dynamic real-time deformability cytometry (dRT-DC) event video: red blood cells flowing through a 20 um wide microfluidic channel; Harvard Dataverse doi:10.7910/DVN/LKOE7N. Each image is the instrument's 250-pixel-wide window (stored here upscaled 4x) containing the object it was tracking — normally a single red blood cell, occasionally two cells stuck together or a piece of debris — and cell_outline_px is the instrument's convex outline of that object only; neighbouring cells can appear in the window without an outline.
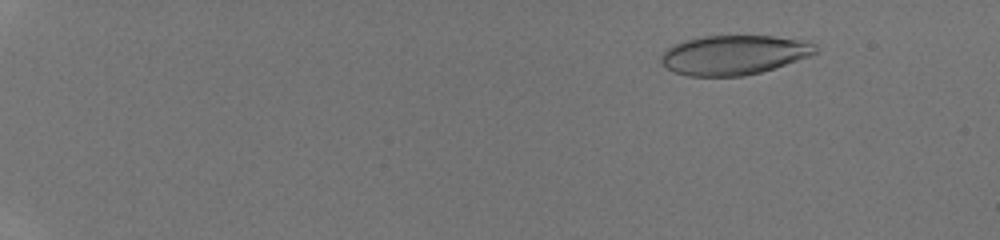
{"species": "human", "species_latin": "Homo sapiens", "temperature_condition": "room temperature", "stored_images_in_passage": 47, "camera_frame_rate_fps": 3000, "um_per_image_px": 0.085, "donor": {"sex": "male"}, "frame": {"image": 1, "passage_image": 7, "time_ms": 2.0, "image_size_px": [1000, 240], "cell_outline_px": [[816, 52], [808, 56], [760, 72], [744, 76], [688, 76], [676, 72], [660, 64], [660, 56], [672, 44], [704, 36], [772, 36], [800, 40], [816, 44]], "centroid_in_image_um": [62.33, 4.67], "position_along_channel_um": 22.7, "area_um2": 35.08}}
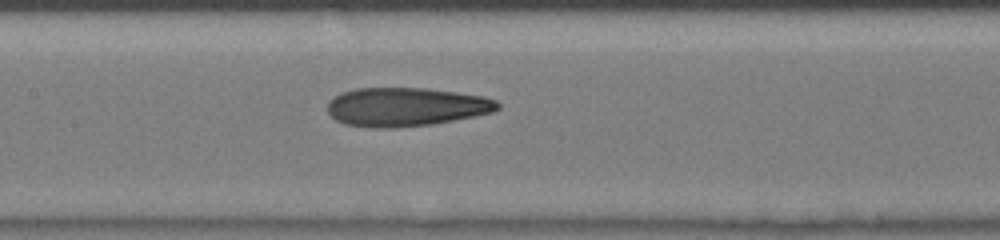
{"frame": {"image": 2, "passage_image": 27, "time_ms": 8.667, "image_size_px": [1000, 240], "cell_outline_px": [[500, 108], [492, 112], [476, 116], [432, 124], [396, 128], [376, 128], [344, 124], [336, 120], [328, 112], [328, 100], [340, 92], [356, 88], [428, 88], [484, 96], [496, 100], [500, 104]], "centroid_in_image_um": [34.5, 9.08], "position_along_channel_um": 172.9, "area_um2": 38.67}}
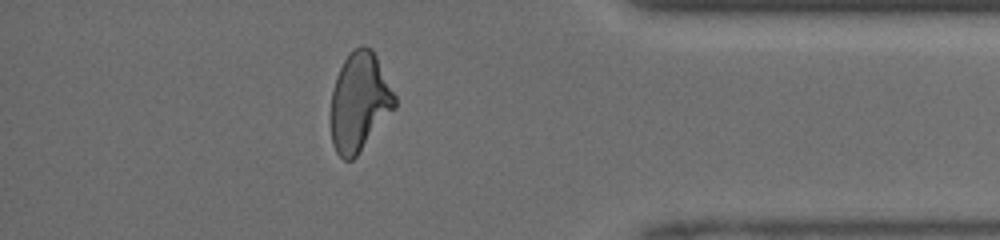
{"frame": {"image": 3, "passage_image": 43, "time_ms": 14.0, "image_size_px": [1000, 240], "cell_outline_px": [[396, 108], [356, 156], [352, 160], [344, 160], [336, 152], [332, 144], [332, 92], [336, 76], [348, 52], [352, 48], [364, 44], [372, 48], [396, 96]], "centroid_in_image_um": [30.57, 8.64], "position_along_channel_um": 404.6, "area_um2": 36.7}}